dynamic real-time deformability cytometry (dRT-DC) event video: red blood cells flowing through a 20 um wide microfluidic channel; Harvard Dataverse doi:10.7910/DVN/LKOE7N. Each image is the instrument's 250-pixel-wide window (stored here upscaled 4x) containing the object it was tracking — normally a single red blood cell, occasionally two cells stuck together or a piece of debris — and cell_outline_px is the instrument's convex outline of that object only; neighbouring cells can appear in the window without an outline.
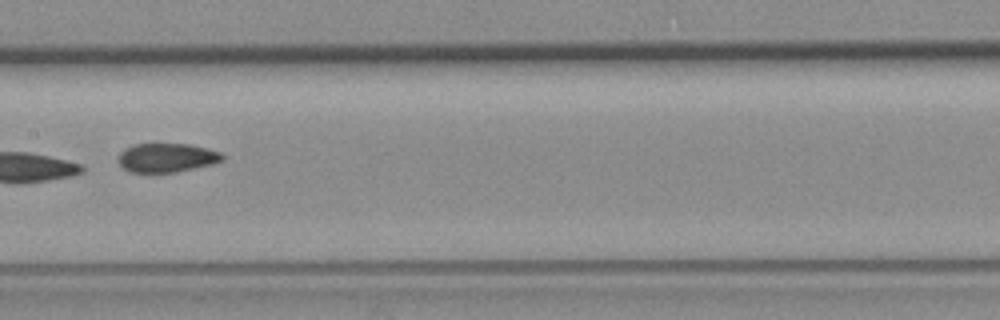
{"species": "common noctule bat (a hibernating species)", "species_latin": "Nyctalus noctula", "temperature_condition": "room temperature", "stored_images_in_passage": 8, "camera_frame_rate_fps": 3000, "um_per_image_px": 0.085, "animal": {"sex": "female", "body_mass_g": 19.3, "forearm_length_mm": 54.1}, "frame": {"image": 1, "passage_image": 8, "time_ms": 8.333, "image_size_px": [1000, 320], "cell_outline_px": [[224, 160], [212, 164], [176, 172], [128, 172], [120, 164], [120, 152], [124, 148], [136, 144], [192, 144], [208, 148], [220, 152], [224, 156]], "centroid_in_image_um": [14.21, 13.4], "position_along_channel_um": 193.2, "area_um2": 17.51}}